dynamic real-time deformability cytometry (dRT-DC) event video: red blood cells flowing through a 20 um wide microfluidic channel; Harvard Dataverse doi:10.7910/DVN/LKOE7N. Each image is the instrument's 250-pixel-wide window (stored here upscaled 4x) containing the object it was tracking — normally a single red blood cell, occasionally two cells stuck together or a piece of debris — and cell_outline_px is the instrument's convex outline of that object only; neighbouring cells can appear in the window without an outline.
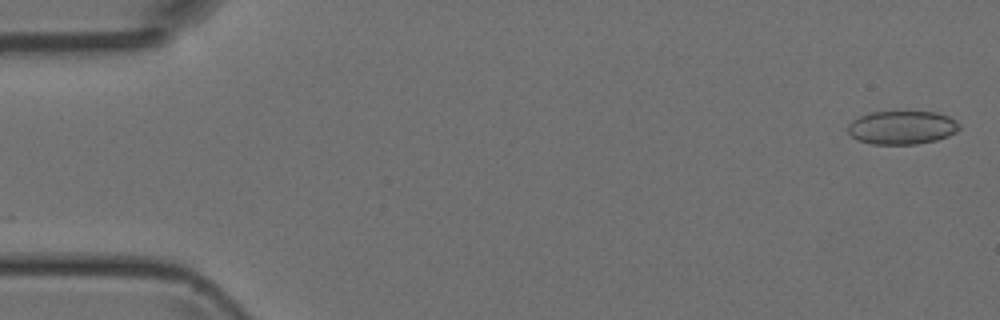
{"species": "Egyptian fruit bat (a non-hibernating species)", "species_latin": "Rousettus aegyptiacus", "temperature_condition": "room temperature", "stored_images_in_passage": 6, "camera_frame_rate_fps": 3000, "um_per_image_px": 0.085, "animal": {"sex": "female"}, "frame": {"image": 1, "passage_image": 1, "time_ms": 0.0, "image_size_px": [1000, 320], "cell_outline_px": [[960, 128], [956, 132], [948, 136], [936, 140], [916, 144], [872, 144], [856, 140], [848, 132], [848, 124], [852, 120], [860, 116], [872, 112], [936, 112], [948, 116], [956, 120], [960, 124]], "centroid_in_image_um": [76.67, 10.84], "position_along_channel_um": 8.3, "area_um2": 21.79}}
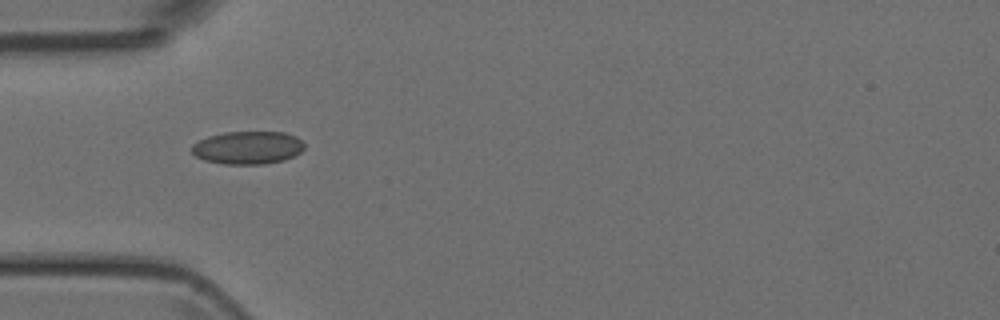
{"frame": {"image": 2, "passage_image": 5, "time_ms": 4.667, "image_size_px": [1000, 320], "cell_outline_px": [[304, 148], [300, 152], [284, 160], [264, 164], [224, 164], [204, 160], [196, 156], [192, 152], [192, 144], [208, 136], [224, 132], [284, 132], [296, 136], [304, 144]], "centroid_in_image_um": [21.05, 12.55], "position_along_channel_um": 63.9, "area_um2": 21.56}}
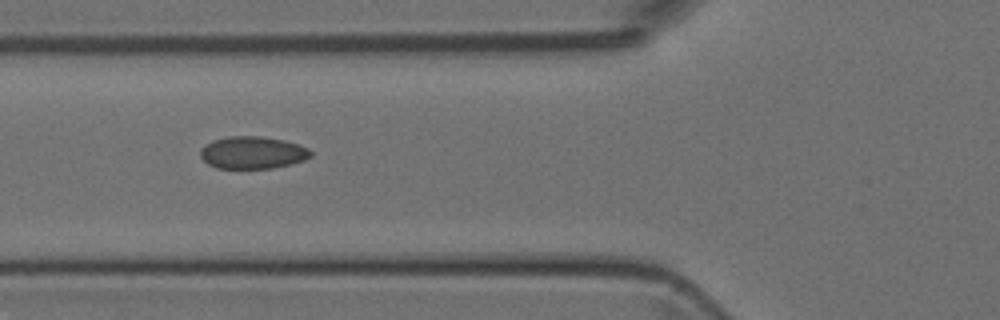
{"frame": {"image": 3, "passage_image": 6, "time_ms": 5.667, "image_size_px": [1000, 320], "cell_outline_px": [[312, 156], [304, 160], [272, 168], [216, 168], [208, 164], [200, 156], [200, 152], [212, 140], [228, 136], [260, 136], [284, 140], [308, 148], [312, 152]], "centroid_in_image_um": [21.48, 12.97], "position_along_channel_um": 104.3, "area_um2": 20.58}}